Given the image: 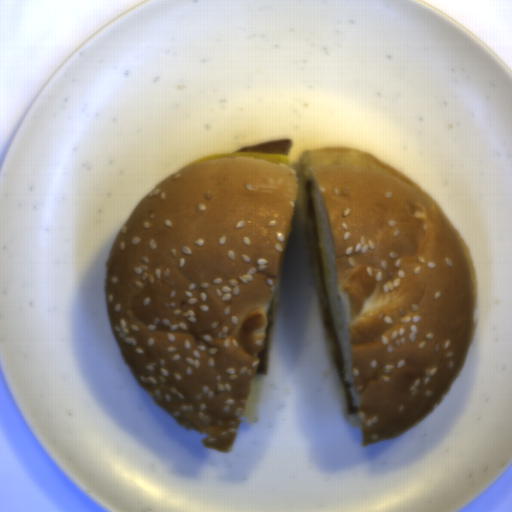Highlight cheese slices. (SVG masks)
I'll return each mask as SVG.
<instances>
[{
    "mask_svg": "<svg viewBox=\"0 0 512 512\" xmlns=\"http://www.w3.org/2000/svg\"><path fill=\"white\" fill-rule=\"evenodd\" d=\"M218 157H249V158L263 159V160L281 164V165H284V166H287L290 168V155L273 154V153H259V152H246V151L245 152L217 153V154H212V155H206V156L191 160L184 167H187L189 165H192L194 163L200 162L205 159H212V158H218Z\"/></svg>",
    "mask_w": 512,
    "mask_h": 512,
    "instance_id": "obj_1",
    "label": "cheese slices"
}]
</instances>
